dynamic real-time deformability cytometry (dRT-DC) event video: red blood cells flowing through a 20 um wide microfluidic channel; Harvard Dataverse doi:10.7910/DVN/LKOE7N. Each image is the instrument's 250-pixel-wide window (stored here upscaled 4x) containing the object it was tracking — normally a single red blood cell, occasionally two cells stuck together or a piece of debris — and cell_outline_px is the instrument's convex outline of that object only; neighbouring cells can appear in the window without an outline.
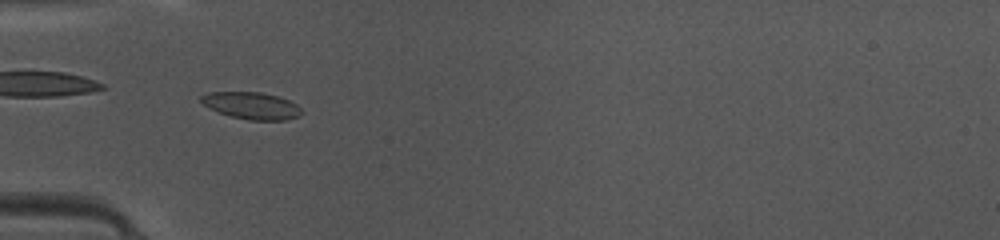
{"species": "common noctule bat (a hibernating species)", "species_latin": "Nyctalus noctula", "temperature_condition": "warm", "stored_images_in_passage": 45, "camera_frame_rate_fps": 3000, "um_per_image_px": 0.085, "animal": {"sex": "female", "body_mass_g": 10.0, "forearm_length_mm": 53.1}, "frame": {"image": 1, "passage_image": 12, "time_ms": 3.667, "image_size_px": [1000, 240], "cell_outline_px": [[304, 112], [300, 116], [288, 120], [248, 120], [232, 116], [220, 112], [204, 104], [200, 100], [200, 96], [208, 92], [260, 92], [276, 96], [288, 100], [296, 104]], "centroid_in_image_um": [21.43, 8.98], "position_along_channel_um": 63.6, "area_um2": 15.66}}
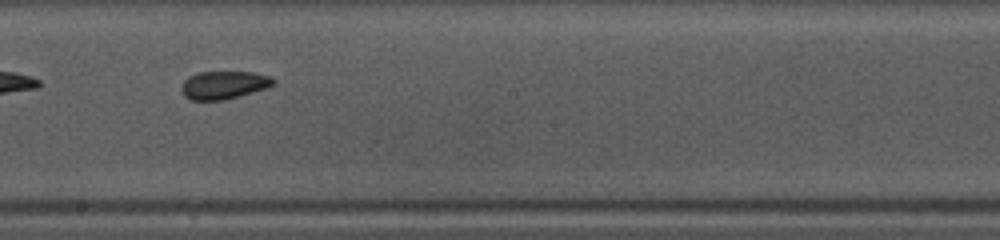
{"frame": {"image": 2, "passage_image": 24, "time_ms": 7.667, "image_size_px": [1000, 240], "cell_outline_px": [[276, 84], [268, 88], [240, 96], [224, 100], [192, 100], [184, 96], [180, 88], [184, 80], [188, 76], [196, 72], [256, 72], [272, 76], [276, 80]], "centroid_in_image_um": [19.07, 7.22], "position_along_channel_um": 229.1, "area_um2": 15.37}}
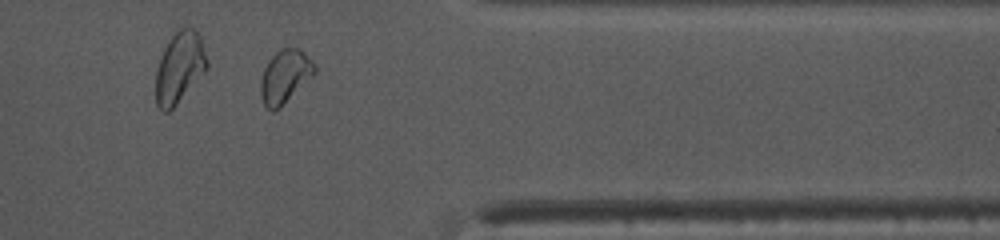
{"frame": {"image": 3, "passage_image": 36, "time_ms": 11.667, "image_size_px": [1000, 240], "cell_outline_px": [[316, 72], [280, 108], [272, 112], [264, 104], [260, 92], [260, 80], [264, 68], [268, 60], [280, 48], [300, 48], [316, 64]], "centroid_in_image_um": [24.22, 6.49], "position_along_channel_um": 387.2, "area_um2": 16.76}, "authors_computed_cell_mechanics": {"area_um2": 15.8372, "velocity_mm_per_s": 4.1706, "shape_relaxation_time_tau1_ms": null, "shape_relaxation_time_tau2_ms": 1.1353, "deformation_change_tau1": null, "deformation_change_tau2": 0.0621}}